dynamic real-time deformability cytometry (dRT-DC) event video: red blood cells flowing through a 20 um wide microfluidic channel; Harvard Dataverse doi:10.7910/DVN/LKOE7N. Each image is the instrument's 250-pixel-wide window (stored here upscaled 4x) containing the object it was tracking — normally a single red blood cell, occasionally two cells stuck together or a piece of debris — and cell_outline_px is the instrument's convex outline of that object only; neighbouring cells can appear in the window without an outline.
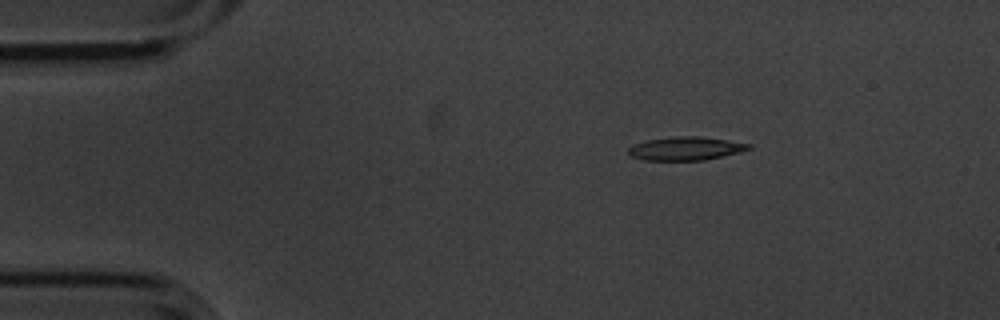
{"species": "common noctule bat (a hibernating species)", "species_latin": "Nyctalus noctula", "temperature_condition": "cold", "stored_images_in_passage": 3, "camera_frame_rate_fps": 3000, "um_per_image_px": 0.085, "animal": {"sex": "male", "body_mass_g": 20.1, "forearm_length_mm": 53.5}, "frame": {"image": 1, "passage_image": 1, "time_ms": 0.0, "image_size_px": [1000, 320], "cell_outline_px": [[752, 148], [704, 160], [644, 160], [632, 156], [628, 152], [628, 148], [632, 144], [648, 140], [676, 136], [700, 136], [728, 140], [752, 144]], "centroid_in_image_um": [58.26, 12.61], "position_along_channel_um": 26.7, "area_um2": 16.24}}
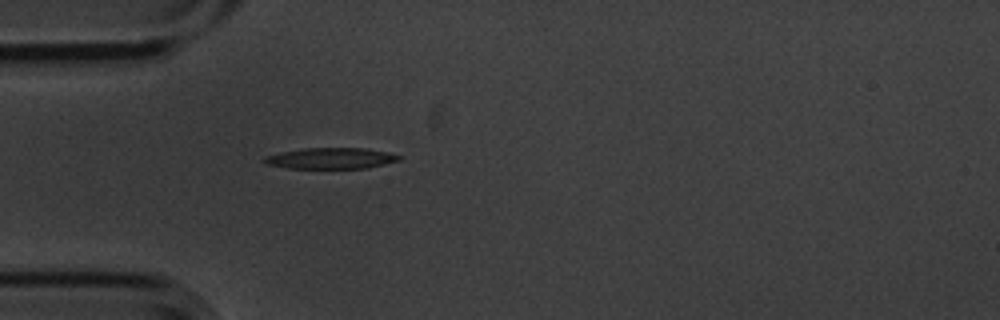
{"frame": {"image": 2, "passage_image": 3, "time_ms": 0.667, "image_size_px": [1000, 320], "cell_outline_px": [[404, 156], [400, 160], [368, 168], [288, 168], [268, 164], [260, 160], [264, 156], [280, 152], [300, 148], [364, 148], [388, 152]], "centroid_in_image_um": [28.12, 13.45], "position_along_channel_um": 56.9, "area_um2": 16.65}}